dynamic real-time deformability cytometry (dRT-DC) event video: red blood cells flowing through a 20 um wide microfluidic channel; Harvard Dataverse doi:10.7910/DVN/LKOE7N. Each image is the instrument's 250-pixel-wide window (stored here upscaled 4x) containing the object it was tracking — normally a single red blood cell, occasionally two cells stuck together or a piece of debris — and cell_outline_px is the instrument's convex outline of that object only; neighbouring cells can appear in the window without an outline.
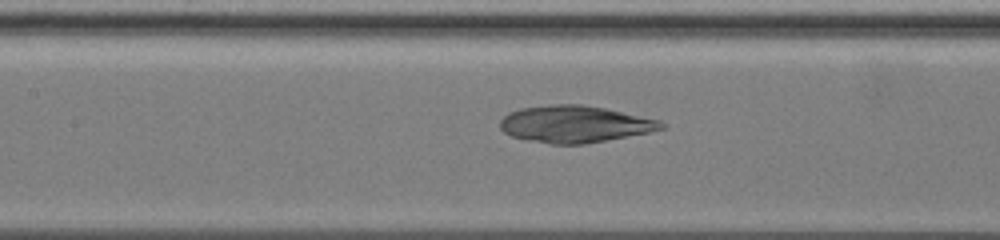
{"species": "common noctule bat (a hibernating species)", "species_latin": "Nyctalus noctula", "temperature_condition": "warm", "stored_images_in_passage": 76, "camera_frame_rate_fps": 3000, "um_per_image_px": 0.085, "animal": {"sex": "female", "body_mass_g": 19.5, "forearm_length_mm": 54.1}, "frame": {"image": 1, "passage_image": 40, "time_ms": 13.0, "image_size_px": [1000, 240], "cell_outline_px": [[664, 128], [648, 132], [584, 144], [552, 144], [528, 140], [512, 136], [504, 132], [500, 128], [500, 120], [508, 112], [520, 108], [548, 104], [580, 104], [604, 108], [660, 120], [664, 124]], "centroid_in_image_um": [48.81, 10.54], "position_along_channel_um": 158.6, "area_um2": 34.45}}
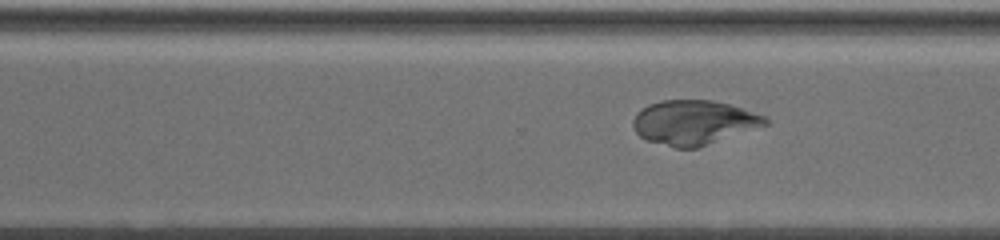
{"frame": {"image": 2, "passage_image": 56, "time_ms": 18.333, "image_size_px": [1000, 240], "cell_outline_px": [[768, 124], [696, 148], [676, 148], [648, 140], [640, 136], [636, 132], [632, 124], [632, 120], [636, 112], [648, 104], [660, 100], [712, 100], [728, 104], [764, 116], [768, 120]], "centroid_in_image_um": [58.92, 10.4], "position_along_channel_um": 311.7, "area_um2": 33.87}}
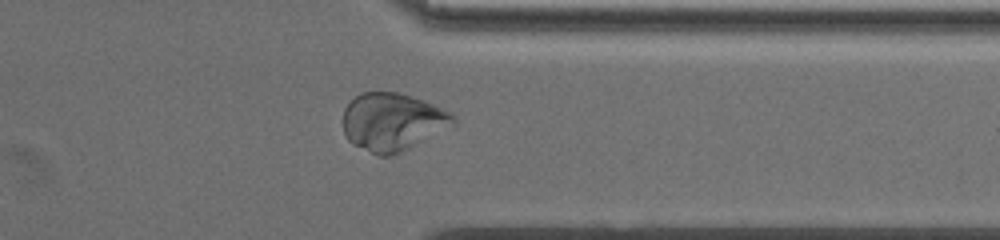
{"frame": {"image": 3, "passage_image": 63, "time_ms": 20.667, "image_size_px": [1000, 240], "cell_outline_px": [[456, 124], [392, 156], [376, 156], [352, 144], [348, 140], [344, 132], [344, 108], [360, 92], [396, 92], [412, 96], [424, 100], [452, 112], [456, 116]], "centroid_in_image_um": [33.37, 10.36], "position_along_channel_um": 378.0, "area_um2": 37.22}}